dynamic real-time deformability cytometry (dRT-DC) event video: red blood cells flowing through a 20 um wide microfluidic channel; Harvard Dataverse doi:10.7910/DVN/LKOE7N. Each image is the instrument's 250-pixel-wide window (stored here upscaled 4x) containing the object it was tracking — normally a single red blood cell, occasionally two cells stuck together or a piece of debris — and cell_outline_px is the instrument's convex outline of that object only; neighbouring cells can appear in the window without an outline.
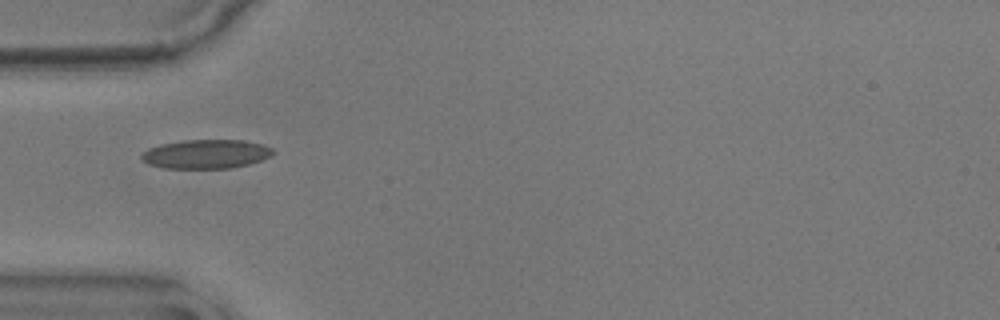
{"species": "common noctule bat (a hibernating species)", "species_latin": "Nyctalus noctula", "temperature_condition": "warm", "stored_images_in_passage": 39, "camera_frame_rate_fps": 3000, "um_per_image_px": 0.085, "animal": {"sex": "male", "body_mass_g": 17.9}, "frame": {"image": 1, "passage_image": 1, "time_ms": 0.0, "image_size_px": [1000, 320], "cell_outline_px": [[276, 152], [272, 156], [248, 164], [232, 168], [164, 168], [148, 164], [140, 160], [140, 156], [148, 148], [160, 144], [184, 140], [244, 140], [264, 144], [272, 148]], "centroid_in_image_um": [17.52, 13.09], "position_along_channel_um": 67.5, "area_um2": 22.43}}
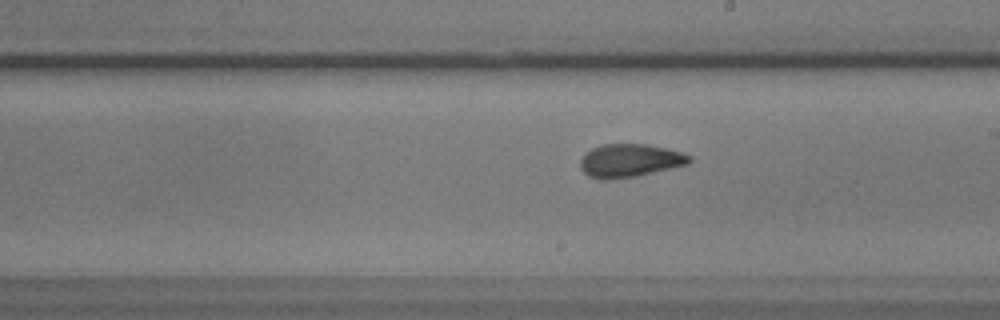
{"frame": {"image": 2, "passage_image": 15, "time_ms": 4.667, "image_size_px": [1000, 320], "cell_outline_px": [[692, 160], [688, 164], [636, 176], [608, 180], [600, 180], [588, 176], [580, 168], [580, 160], [592, 148], [600, 144], [648, 144], [668, 148], [692, 156]], "centroid_in_image_um": [53.53, 13.65], "position_along_channel_um": 235.5, "area_um2": 21.15}}
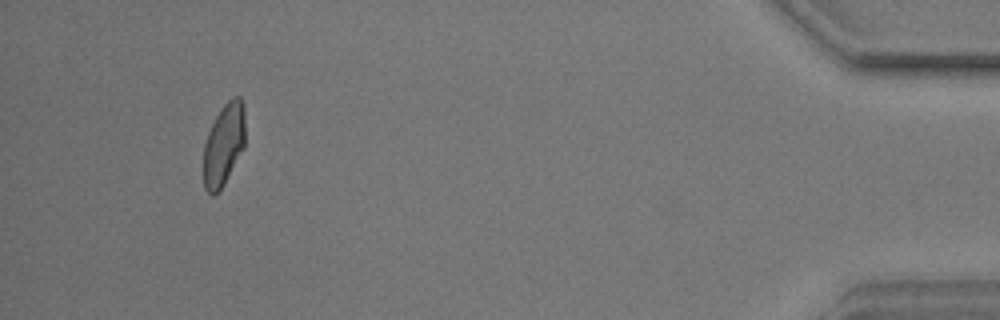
{"frame": {"image": 3, "passage_image": 36, "time_ms": 11.667, "image_size_px": [1000, 320], "cell_outline_px": [[244, 148], [224, 184], [212, 196], [204, 188], [204, 144], [208, 132], [216, 116], [224, 104], [232, 96], [240, 96], [244, 104]], "centroid_in_image_um": [19.03, 12.26], "position_along_channel_um": 416.2, "area_um2": 19.83}, "authors_computed_cell_mechanics": {"area_um2": 20.7502, "velocity_mm_per_s": 3.586, "shape_relaxation_time_tau1_ms": 8.6329, "shape_relaxation_time_tau2_ms": 1.3391, "deformation_change_tau1": 0.2058, "deformation_change_tau2": 0.0625}}